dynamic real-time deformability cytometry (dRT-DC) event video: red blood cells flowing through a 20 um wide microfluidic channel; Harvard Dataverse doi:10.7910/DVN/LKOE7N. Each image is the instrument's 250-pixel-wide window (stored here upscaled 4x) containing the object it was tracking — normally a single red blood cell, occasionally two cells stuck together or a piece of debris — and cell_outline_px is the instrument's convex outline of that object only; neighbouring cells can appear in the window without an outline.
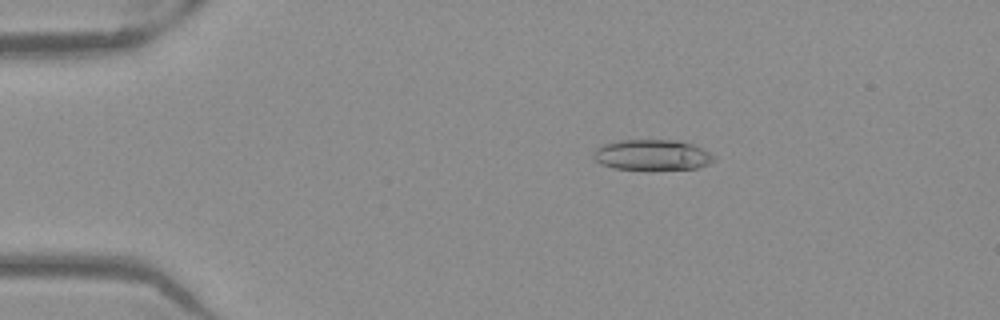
{"species": "Egyptian fruit bat (a non-hibernating species)", "species_latin": "Rousettus aegyptiacus", "temperature_condition": "warm", "stored_images_in_passage": 48, "camera_frame_rate_fps": 3000, "um_per_image_px": 0.085, "frame": {"image": 1, "passage_image": 6, "time_ms": 1.667, "image_size_px": [1000, 320], "cell_outline_px": [[716, 160], [708, 164], [696, 168], [648, 172], [612, 168], [600, 164], [592, 156], [592, 152], [600, 144], [616, 140], [676, 140], [692, 144], [716, 156]], "centroid_in_image_um": [55.38, 13.21], "position_along_channel_um": 29.6, "area_um2": 22.48}}
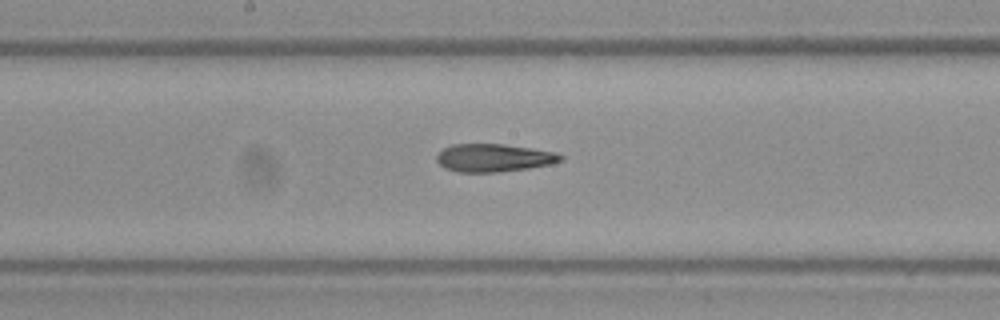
{"frame": {"image": 2, "passage_image": 24, "time_ms": 7.667, "image_size_px": [1000, 320], "cell_outline_px": [[564, 160], [552, 164], [528, 168], [496, 172], [456, 172], [444, 168], [436, 160], [436, 156], [444, 148], [452, 144], [504, 144], [532, 148], [556, 152], [564, 156]], "centroid_in_image_um": [41.99, 13.41], "position_along_channel_um": 206.2, "area_um2": 20.29}}
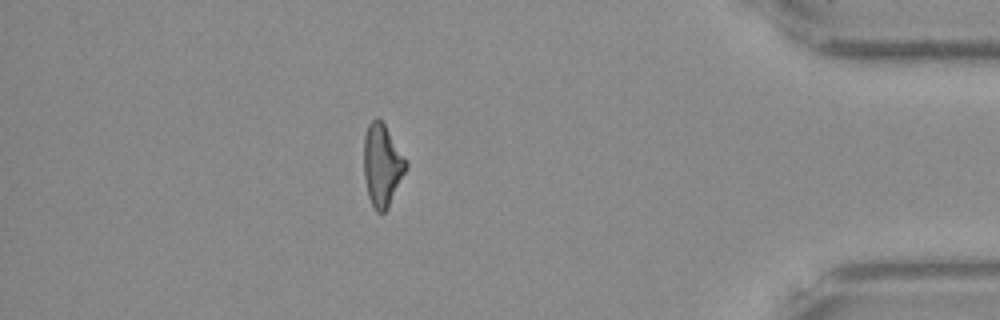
{"frame": {"image": 3, "passage_image": 42, "time_ms": 13.667, "image_size_px": [1000, 320], "cell_outline_px": [[408, 168], [388, 208], [384, 212], [376, 212], [368, 196], [364, 176], [364, 136], [368, 124], [376, 116], [384, 124], [408, 164]], "centroid_in_image_um": [32.48, 14.06], "position_along_channel_um": 402.7, "area_um2": 20.06}, "authors_computed_cell_mechanics": {"area_um2": 20.519, "velocity_mm_per_s": 3.9449, "shape_relaxation_time_tau1_ms": null, "shape_relaxation_time_tau2_ms": 5.9781, "deformation_change_tau1": null, "deformation_change_tau2": 0.1961}}